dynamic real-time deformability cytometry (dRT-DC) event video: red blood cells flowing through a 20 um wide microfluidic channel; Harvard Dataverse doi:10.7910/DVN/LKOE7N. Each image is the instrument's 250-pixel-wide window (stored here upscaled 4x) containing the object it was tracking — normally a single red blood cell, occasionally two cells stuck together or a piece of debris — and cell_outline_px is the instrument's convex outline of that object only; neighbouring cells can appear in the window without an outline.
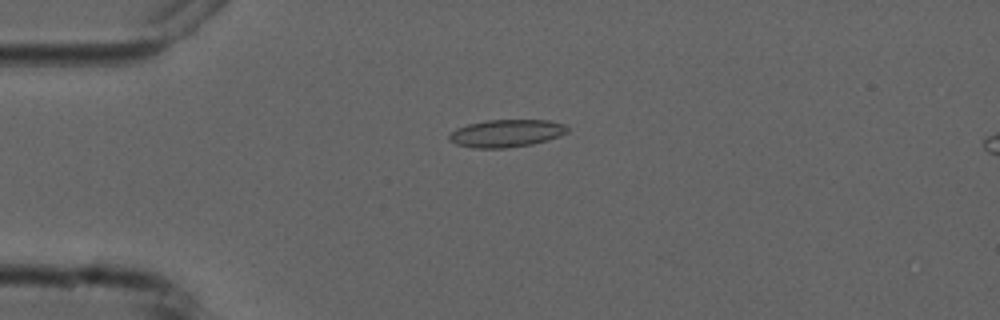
{"species": "common noctule bat (a hibernating species)", "species_latin": "Nyctalus noctula", "temperature_condition": "cold", "stored_images_in_passage": 5, "camera_frame_rate_fps": 3000, "um_per_image_px": 0.085, "animal": {"sex": "male", "forearm_length_mm": 52.5}, "frame": {"image": 1, "passage_image": 3, "time_ms": 3.333, "image_size_px": [1000, 320], "cell_outline_px": [[568, 132], [560, 136], [532, 144], [504, 148], [472, 148], [456, 144], [448, 140], [448, 136], [456, 128], [468, 124], [488, 120], [548, 120], [564, 124], [568, 128]], "centroid_in_image_um": [43.02, 11.33], "position_along_channel_um": 42.0, "area_um2": 18.96}}